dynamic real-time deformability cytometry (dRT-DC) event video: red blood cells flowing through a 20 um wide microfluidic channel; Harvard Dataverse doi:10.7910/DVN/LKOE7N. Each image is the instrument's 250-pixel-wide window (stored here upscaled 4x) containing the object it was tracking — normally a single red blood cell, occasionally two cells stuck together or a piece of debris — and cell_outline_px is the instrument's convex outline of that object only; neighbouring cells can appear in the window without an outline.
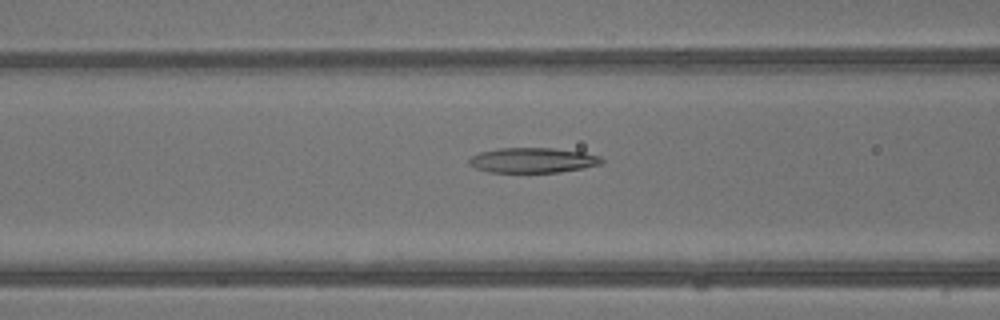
{"species": "common noctule bat (a hibernating species)", "species_latin": "Nyctalus noctula", "temperature_condition": "warm", "stored_images_in_passage": 36, "camera_frame_rate_fps": 3000, "um_per_image_px": 0.085, "animal": {"sex": "male", "body_mass_g": 13.3}, "frame": {"image": 1, "passage_image": 11, "time_ms": 3.333, "image_size_px": [1000, 320], "cell_outline_px": [[604, 160], [600, 164], [584, 168], [560, 172], [488, 172], [476, 168], [468, 164], [468, 160], [472, 156], [480, 152], [500, 148], [552, 148], [584, 152], [600, 156]], "centroid_in_image_um": [45.29, 13.62], "position_along_channel_um": 121.3, "area_um2": 19.36}}
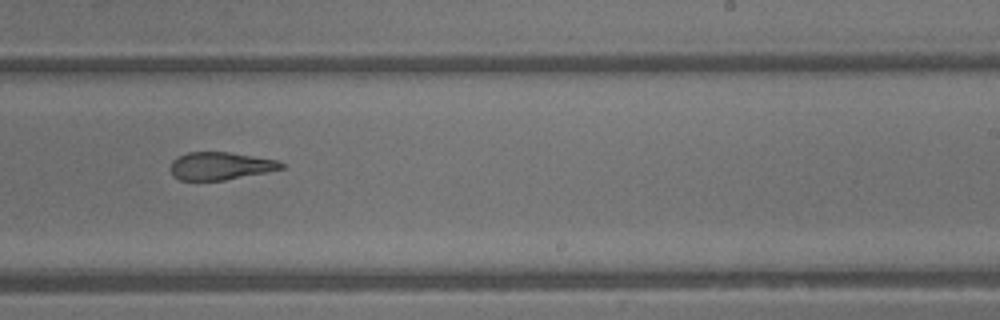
{"frame": {"image": 2, "passage_image": 20, "time_ms": 6.333, "image_size_px": [1000, 320], "cell_outline_px": [[284, 168], [224, 180], [180, 180], [172, 176], [172, 160], [176, 156], [188, 152], [232, 152], [276, 160], [284, 164]], "centroid_in_image_um": [18.7, 14.09], "position_along_channel_um": 270.3, "area_um2": 17.74}}
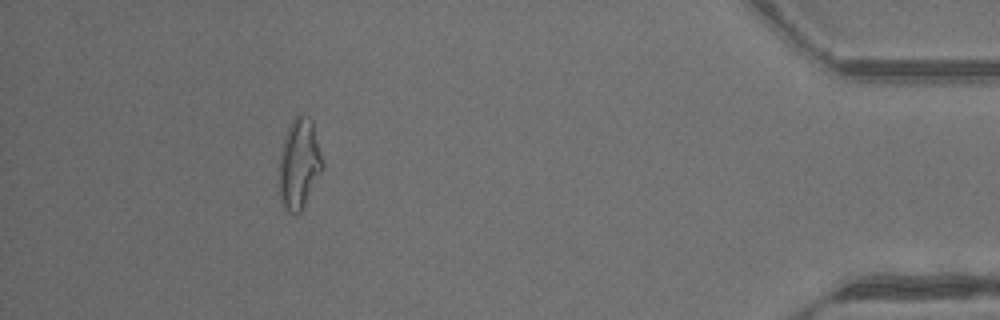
{"frame": {"image": 3, "passage_image": 32, "time_ms": 10.333, "image_size_px": [1000, 320], "cell_outline_px": [[324, 168], [300, 212], [288, 212], [284, 208], [280, 196], [280, 152], [284, 136], [292, 120], [300, 112], [308, 116], [312, 120], [324, 164]], "centroid_in_image_um": [25.45, 13.87], "position_along_channel_um": 409.8, "area_um2": 22.66}, "authors_computed_cell_mechanics": {"area_um2": 20.4323, "velocity_mm_per_s": 4.9736, "shape_relaxation_time_tau1_ms": 11.093, "shape_relaxation_time_tau2_ms": 2.3019, "deformation_change_tau1": 0.3546, "deformation_change_tau2": 0.1405}}